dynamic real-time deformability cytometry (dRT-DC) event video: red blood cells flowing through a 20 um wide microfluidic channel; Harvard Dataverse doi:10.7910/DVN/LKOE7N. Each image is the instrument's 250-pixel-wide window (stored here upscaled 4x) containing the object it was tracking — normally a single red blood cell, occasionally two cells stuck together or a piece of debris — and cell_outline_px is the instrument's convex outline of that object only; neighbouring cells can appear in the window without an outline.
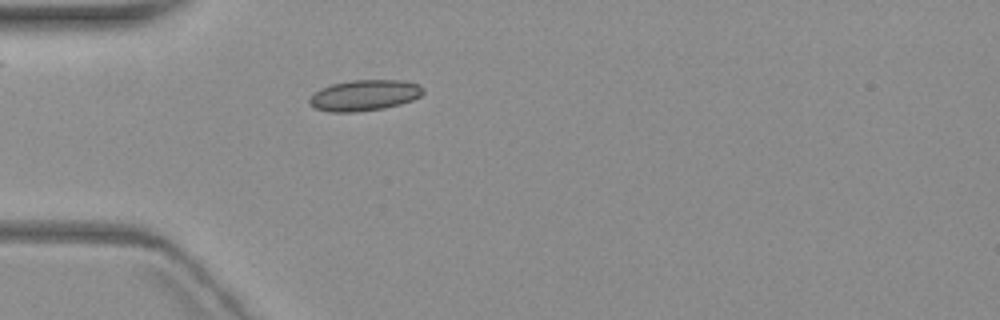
{"species": "common noctule bat (a hibernating species)", "species_latin": "Nyctalus noctula", "temperature_condition": "warm", "stored_images_in_passage": 5, "camera_frame_rate_fps": 3000, "um_per_image_px": 0.085, "animal": {"sex": "female", "body_mass_g": 19.3, "forearm_length_mm": 54.1}, "frame": {"image": 1, "passage_image": 5, "time_ms": 5.0, "image_size_px": [1000, 320], "cell_outline_px": [[424, 92], [420, 96], [412, 100], [400, 104], [384, 108], [356, 112], [328, 112], [316, 108], [308, 104], [308, 100], [320, 88], [332, 84], [352, 80], [404, 80], [420, 84], [424, 88]], "centroid_in_image_um": [30.99, 8.1], "position_along_channel_um": 54.0, "area_um2": 20.58}}